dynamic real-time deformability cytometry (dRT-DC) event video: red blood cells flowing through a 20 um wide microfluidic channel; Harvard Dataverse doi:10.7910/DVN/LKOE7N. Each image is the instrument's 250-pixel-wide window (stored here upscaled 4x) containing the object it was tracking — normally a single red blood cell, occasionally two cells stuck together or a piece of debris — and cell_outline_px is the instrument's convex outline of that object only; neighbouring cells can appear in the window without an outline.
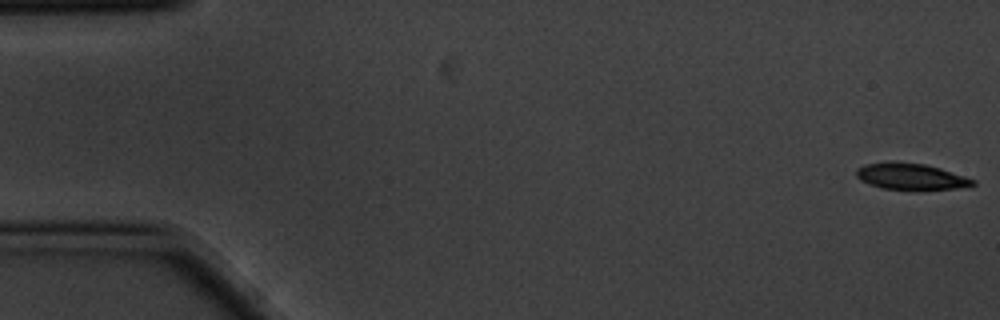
{"species": "common noctule bat (a hibernating species)", "species_latin": "Nyctalus noctula", "temperature_condition": "cold", "stored_images_in_passage": 9, "camera_frame_rate_fps": 3000, "um_per_image_px": 0.085, "animal": {"sex": "male", "body_mass_g": 20.1, "forearm_length_mm": 53.5}, "frame": {"image": 1, "passage_image": 1, "time_ms": 0.0, "image_size_px": [1000, 320], "cell_outline_px": [[976, 184], [968, 188], [916, 192], [880, 188], [868, 184], [860, 180], [856, 176], [856, 168], [864, 164], [924, 164], [940, 168], [976, 180]], "centroid_in_image_um": [77.52, 15.1], "position_along_channel_um": 7.5, "area_um2": 18.21}}
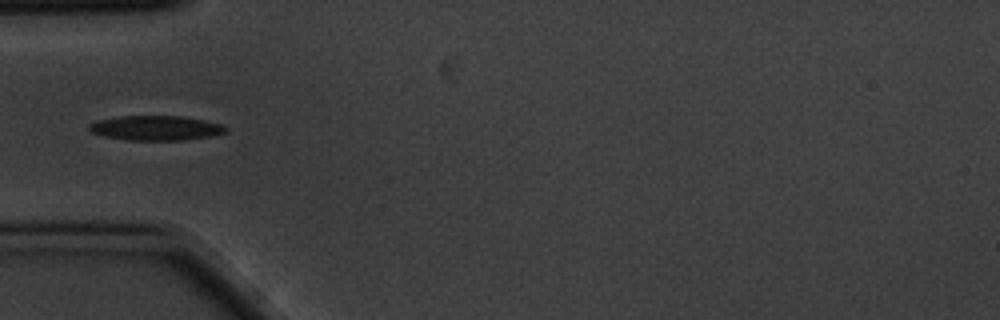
{"frame": {"image": 2, "passage_image": 6, "time_ms": 1.667, "image_size_px": [1000, 320], "cell_outline_px": [[228, 128], [224, 132], [212, 136], [184, 140], [128, 140], [104, 136], [92, 132], [88, 128], [88, 124], [100, 120], [120, 116], [180, 116], [204, 120], [220, 124]], "centroid_in_image_um": [13.24, 10.88], "position_along_channel_um": 71.8, "area_um2": 19.48}}